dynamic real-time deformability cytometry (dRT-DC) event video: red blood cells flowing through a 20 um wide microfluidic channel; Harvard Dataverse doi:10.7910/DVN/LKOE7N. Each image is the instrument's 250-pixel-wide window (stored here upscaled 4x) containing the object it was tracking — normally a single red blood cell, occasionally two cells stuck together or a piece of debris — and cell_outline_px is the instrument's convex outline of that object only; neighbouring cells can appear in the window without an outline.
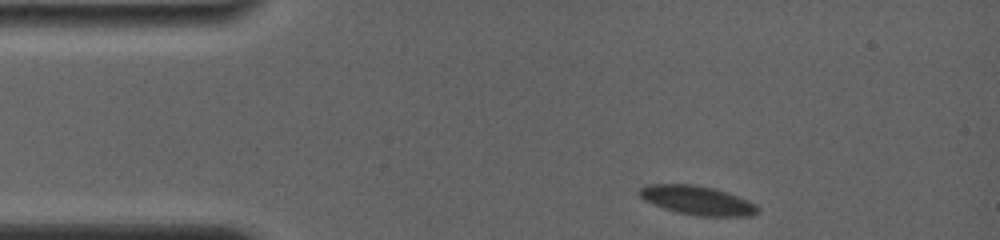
{"species": "common noctule bat (a hibernating species)", "species_latin": "Nyctalus noctula", "temperature_condition": "room temperature", "stored_images_in_passage": 3, "camera_frame_rate_fps": 4000, "um_per_image_px": 0.085, "animal": {"sex": "female", "body_mass_g": 19.0, "forearm_length_mm": 56.7}, "frame": {"image": 1, "passage_image": 1, "time_ms": 0.0, "image_size_px": [1000, 240], "cell_outline_px": [[760, 212], [752, 216], [696, 216], [664, 208], [644, 200], [640, 196], [640, 188], [648, 184], [692, 184], [712, 188], [728, 192], [748, 200], [756, 204], [760, 208]], "centroid_in_image_um": [59.33, 17.03], "position_along_channel_um": 25.7, "area_um2": 19.94}}